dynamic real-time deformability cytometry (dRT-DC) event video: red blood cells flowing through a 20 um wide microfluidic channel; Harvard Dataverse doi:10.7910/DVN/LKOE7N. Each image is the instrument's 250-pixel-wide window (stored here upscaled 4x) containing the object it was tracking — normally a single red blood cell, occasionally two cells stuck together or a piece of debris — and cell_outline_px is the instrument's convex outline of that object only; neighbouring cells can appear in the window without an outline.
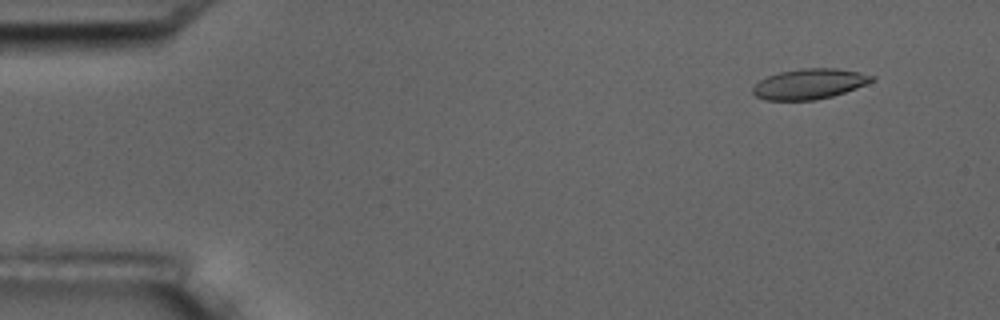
{"species": "common noctule bat (a hibernating species)", "species_latin": "Nyctalus noctula", "temperature_condition": "room temperature", "stored_images_in_passage": 5, "camera_frame_rate_fps": 3000, "um_per_image_px": 0.085, "animal": {"sex": "male", "body_mass_g": 17.5, "forearm_length_mm": 52.3}, "frame": {"image": 1, "passage_image": 2, "time_ms": 1.0, "image_size_px": [1000, 320], "cell_outline_px": [[876, 80], [856, 88], [832, 96], [816, 100], [764, 100], [756, 96], [752, 92], [752, 88], [760, 80], [768, 76], [780, 72], [800, 68], [836, 68], [860, 72], [876, 76]], "centroid_in_image_um": [68.82, 7.13], "position_along_channel_um": 16.2, "area_um2": 21.1}}
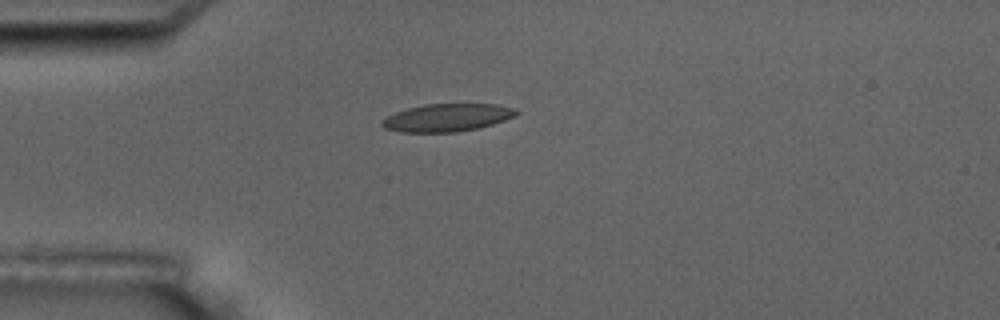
{"frame": {"image": 2, "passage_image": 5, "time_ms": 4.333, "image_size_px": [1000, 320], "cell_outline_px": [[520, 112], [516, 116], [480, 128], [456, 132], [400, 132], [384, 128], [380, 124], [380, 120], [396, 112], [408, 108], [424, 104], [496, 104], [516, 108]], "centroid_in_image_um": [38.02, 10.0], "position_along_channel_um": 47.0, "area_um2": 21.85}}